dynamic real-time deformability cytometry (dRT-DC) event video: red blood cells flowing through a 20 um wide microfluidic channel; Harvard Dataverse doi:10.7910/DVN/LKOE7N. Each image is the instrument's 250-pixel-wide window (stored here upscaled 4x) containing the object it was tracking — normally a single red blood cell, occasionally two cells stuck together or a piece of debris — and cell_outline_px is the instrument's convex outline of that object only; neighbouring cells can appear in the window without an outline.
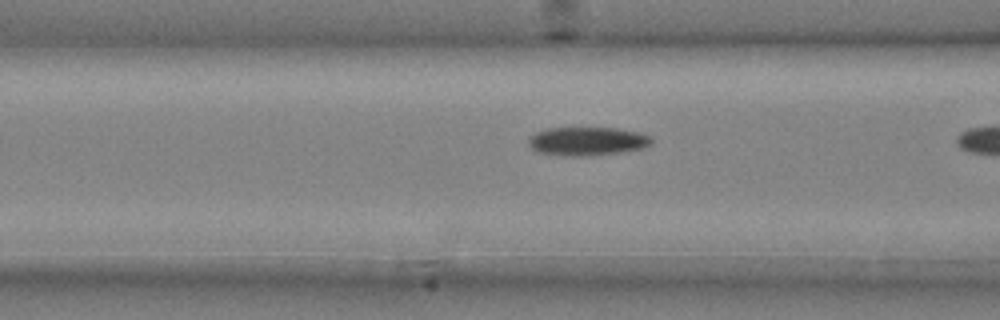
{"species": "common noctule bat (a hibernating species)", "species_latin": "Nyctalus noctula", "temperature_condition": "cold", "stored_images_in_passage": 10, "camera_frame_rate_fps": 3000, "um_per_image_px": 0.085, "animal": {"sex": "male", "body_mass_g": 20.4}, "frame": {"image": 1, "passage_image": 6, "time_ms": 1.667, "image_size_px": [1000, 320], "cell_outline_px": [[652, 144], [644, 148], [620, 152], [584, 156], [564, 156], [536, 152], [528, 144], [528, 136], [536, 132], [548, 128], [616, 128], [640, 132], [648, 136], [652, 140]], "centroid_in_image_um": [49.88, 12.0], "position_along_channel_um": 116.7, "area_um2": 20.58}}
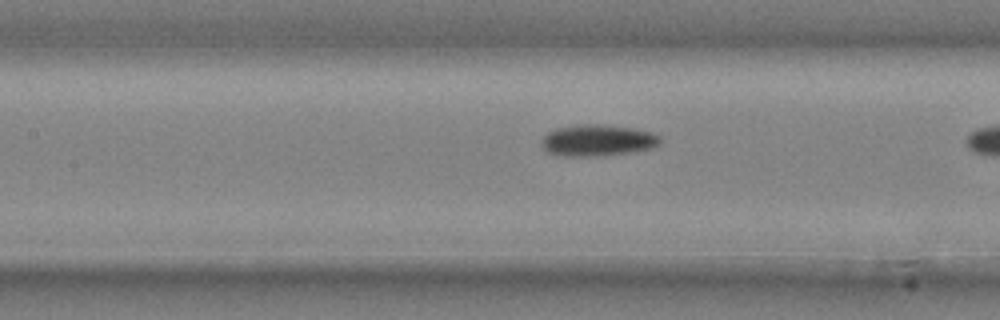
{"frame": {"image": 2, "passage_image": 9, "time_ms": 2.667, "image_size_px": [1000, 320], "cell_outline_px": [[660, 144], [656, 148], [636, 152], [604, 156], [560, 156], [548, 152], [540, 144], [540, 140], [548, 132], [556, 128], [580, 124], [596, 124], [632, 128], [652, 132], [660, 136]], "centroid_in_image_um": [50.82, 11.95], "position_along_channel_um": 156.6, "area_um2": 22.14}}